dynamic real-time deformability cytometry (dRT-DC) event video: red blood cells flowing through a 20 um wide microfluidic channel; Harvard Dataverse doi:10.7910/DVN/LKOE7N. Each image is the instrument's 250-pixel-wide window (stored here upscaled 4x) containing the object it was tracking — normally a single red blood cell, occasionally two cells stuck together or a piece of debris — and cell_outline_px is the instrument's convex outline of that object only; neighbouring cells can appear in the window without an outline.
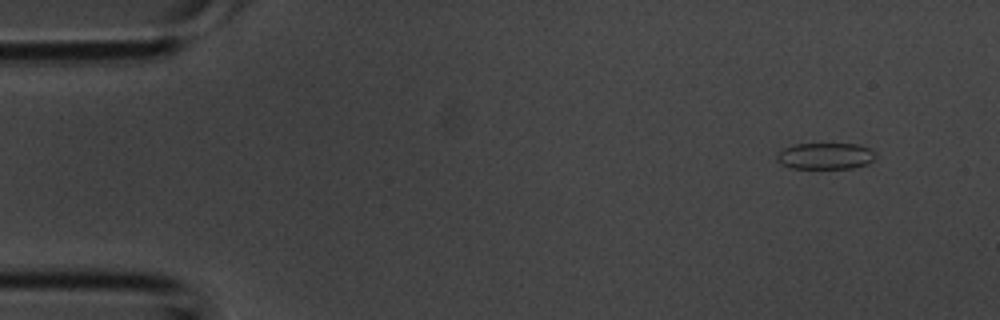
{"species": "common noctule bat (a hibernating species)", "species_latin": "Nyctalus noctula", "temperature_condition": "room temperature", "stored_images_in_passage": 36, "camera_frame_rate_fps": 3000, "um_per_image_px": 0.085, "animal": {"sex": "male", "body_mass_g": 20.1, "forearm_length_mm": 53.5}, "frame": {"image": 1, "passage_image": 1, "time_ms": 0.0, "image_size_px": [1000, 320], "cell_outline_px": [[876, 156], [868, 164], [852, 168], [788, 168], [780, 164], [776, 160], [776, 156], [784, 148], [796, 144], [860, 144], [868, 148]], "centroid_in_image_um": [70.13, 13.27], "position_along_channel_um": 14.9, "area_um2": 15.14}}
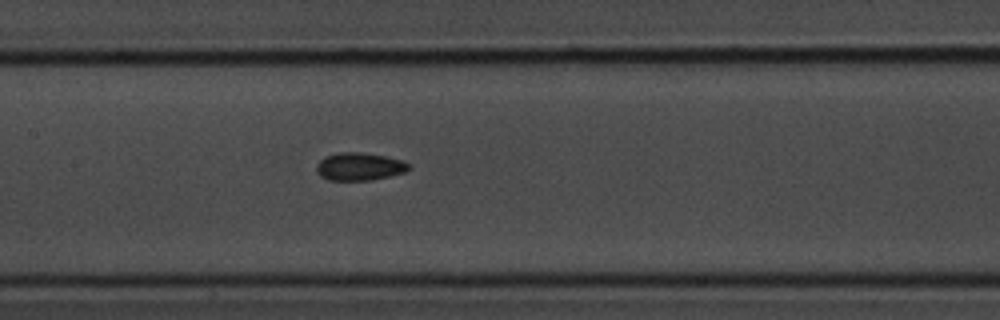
{"frame": {"image": 2, "passage_image": 16, "time_ms": 5.0, "image_size_px": [1000, 320], "cell_outline_px": [[408, 168], [404, 172], [388, 176], [368, 180], [328, 180], [320, 176], [316, 172], [316, 164], [324, 156], [340, 152], [360, 152], [384, 156], [404, 160], [408, 164]], "centroid_in_image_um": [30.49, 14.15], "position_along_channel_um": 176.9, "area_um2": 14.85}}
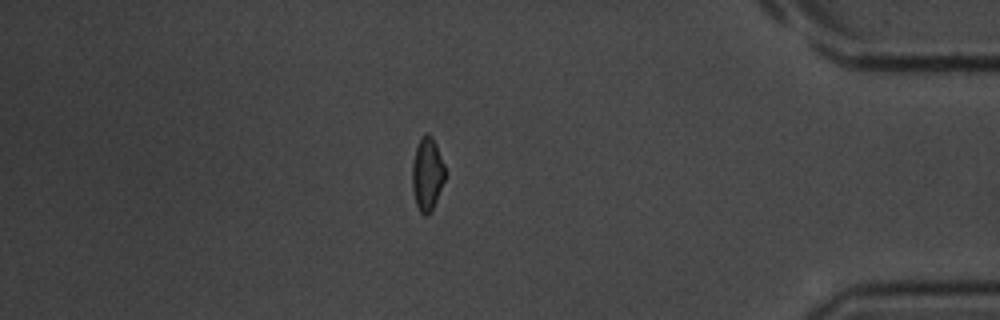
{"frame": {"image": 3, "passage_image": 31, "time_ms": 10.0, "image_size_px": [1000, 320], "cell_outline_px": [[444, 180], [436, 200], [428, 216], [424, 216], [420, 212], [416, 204], [412, 192], [412, 164], [416, 148], [420, 140], [428, 132], [432, 136], [436, 144], [444, 164]], "centroid_in_image_um": [36.29, 14.81], "position_along_channel_um": 398.9, "area_um2": 13.81}}